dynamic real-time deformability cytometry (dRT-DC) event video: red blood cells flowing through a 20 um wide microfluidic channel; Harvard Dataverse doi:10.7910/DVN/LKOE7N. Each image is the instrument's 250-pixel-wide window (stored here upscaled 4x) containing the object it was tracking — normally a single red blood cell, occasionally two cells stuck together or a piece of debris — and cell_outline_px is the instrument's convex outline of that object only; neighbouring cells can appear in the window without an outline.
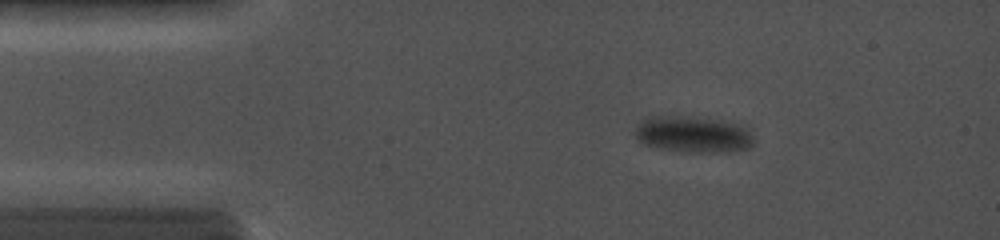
{"species": "common noctule bat (a hibernating species)", "species_latin": "Nyctalus noctula", "temperature_condition": "cold", "stored_images_in_passage": 47, "camera_frame_rate_fps": 5000, "um_per_image_px": 0.085, "animal": {"sex": "female", "body_mass_g": 19.0, "forearm_length_mm": 56.7}, "frame": {"image": 1, "passage_image": 10, "time_ms": 2.6, "image_size_px": [1000, 240], "cell_outline_px": [[756, 140], [748, 148], [728, 152], [680, 152], [656, 148], [644, 144], [636, 136], [636, 124], [648, 116], [676, 116], [728, 120], [740, 124], [748, 128]], "centroid_in_image_um": [58.95, 11.42], "position_along_channel_um": 26.0, "area_um2": 25.66}}
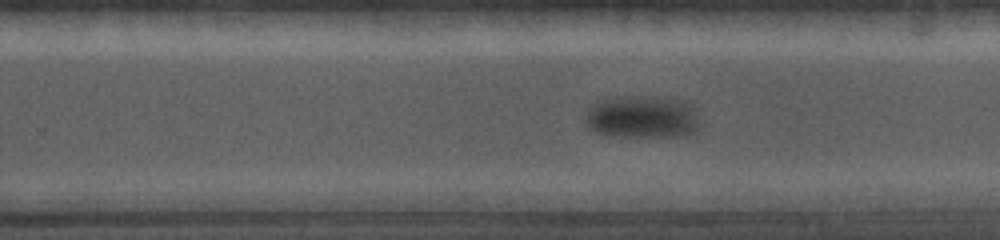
{"frame": {"image": 2, "passage_image": 32, "time_ms": 10.8, "image_size_px": [1000, 240], "cell_outline_px": [[700, 132], [680, 136], [624, 136], [596, 132], [584, 120], [584, 116], [592, 104], [600, 100], [616, 96], [668, 96], [688, 100], [692, 104], [700, 124]], "centroid_in_image_um": [54.68, 9.9], "position_along_channel_um": 275.1, "area_um2": 29.07}}
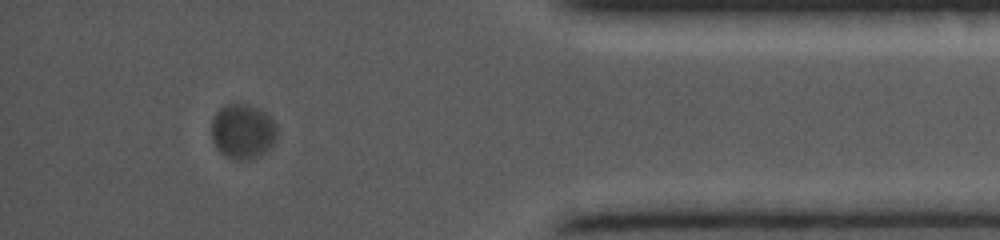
{"frame": {"image": 3, "passage_image": 43, "time_ms": 15.2, "image_size_px": [1000, 240], "cell_outline_px": [[276, 140], [264, 152], [248, 160], [240, 160], [224, 156], [216, 148], [212, 140], [212, 120], [216, 112], [224, 104], [248, 104], [260, 108], [276, 124]], "centroid_in_image_um": [20.61, 11.16], "position_along_channel_um": 414.6, "area_um2": 20.92}}